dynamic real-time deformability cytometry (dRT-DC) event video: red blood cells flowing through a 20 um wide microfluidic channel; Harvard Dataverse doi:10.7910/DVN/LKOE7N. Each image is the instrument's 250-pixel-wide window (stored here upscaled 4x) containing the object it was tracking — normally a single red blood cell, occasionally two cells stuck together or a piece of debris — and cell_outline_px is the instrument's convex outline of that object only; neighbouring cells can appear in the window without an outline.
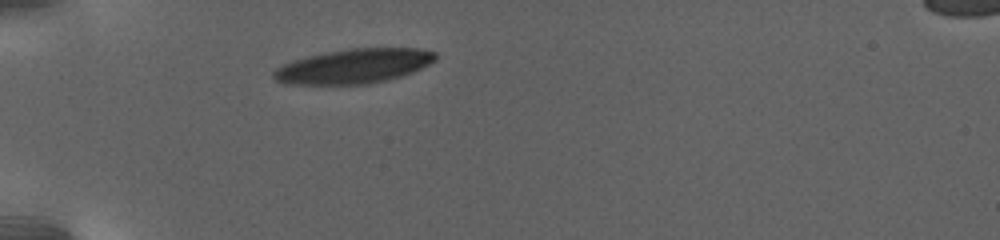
{"species": "human", "species_latin": "Homo sapiens", "temperature_condition": "warm", "stored_images_in_passage": 8, "camera_frame_rate_fps": 3000, "um_per_image_px": 0.085, "donor": {"sex": "female"}, "frame": {"image": 1, "passage_image": 1, "time_ms": 0.0, "image_size_px": [1000, 240], "cell_outline_px": [[436, 60], [412, 72], [388, 80], [368, 84], [284, 84], [276, 80], [272, 76], [272, 72], [276, 68], [292, 60], [324, 52], [348, 48], [420, 48], [436, 52]], "centroid_in_image_um": [30.06, 5.62], "position_along_channel_um": 54.9, "area_um2": 32.66}}
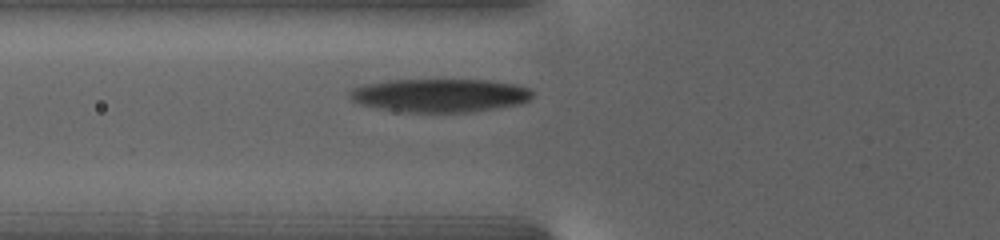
{"frame": {"image": 2, "passage_image": 5, "time_ms": 2.0, "image_size_px": [1000, 240], "cell_outline_px": [[532, 96], [528, 100], [520, 104], [464, 112], [408, 112], [360, 104], [352, 100], [348, 96], [348, 92], [352, 88], [368, 84], [388, 80], [492, 80], [516, 84], [528, 88], [532, 92]], "centroid_in_image_um": [37.39, 8.09], "position_along_channel_um": 88.4, "area_um2": 35.14}}
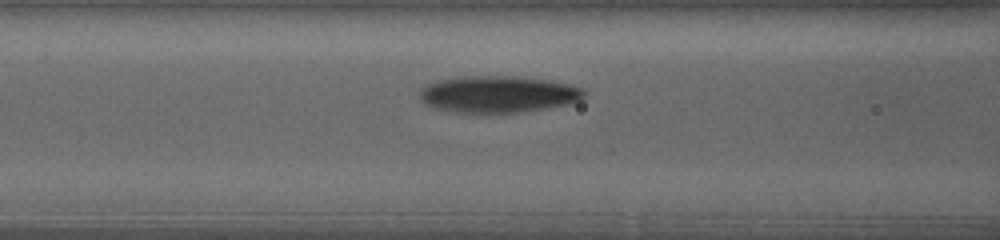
{"frame": {"image": 3, "passage_image": 8, "time_ms": 3.333, "image_size_px": [1000, 240], "cell_outline_px": [[584, 96], [580, 100], [572, 104], [520, 112], [456, 112], [432, 108], [424, 104], [420, 100], [420, 88], [424, 84], [436, 80], [456, 76], [520, 76], [552, 80], [572, 84], [584, 88]], "centroid_in_image_um": [42.33, 7.99], "position_along_channel_um": 124.3, "area_um2": 35.89}}